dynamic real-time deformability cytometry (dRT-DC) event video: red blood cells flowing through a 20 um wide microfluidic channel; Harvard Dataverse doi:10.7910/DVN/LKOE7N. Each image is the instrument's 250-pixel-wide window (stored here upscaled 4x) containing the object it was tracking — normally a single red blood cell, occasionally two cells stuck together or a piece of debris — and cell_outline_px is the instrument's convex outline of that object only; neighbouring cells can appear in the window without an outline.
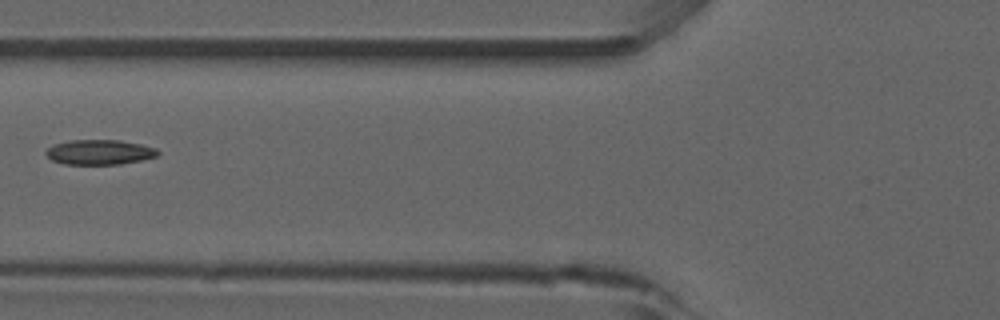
{"species": "common noctule bat (a hibernating species)", "species_latin": "Nyctalus noctula", "temperature_condition": "room temperature", "stored_images_in_passage": 6, "camera_frame_rate_fps": 3000, "um_per_image_px": 0.085, "animal": {"sex": "male", "forearm_length_mm": 52.5}, "frame": {"image": 1, "passage_image": 6, "time_ms": 6.0, "image_size_px": [1000, 320], "cell_outline_px": [[160, 152], [156, 156], [140, 160], [120, 164], [64, 164], [52, 160], [44, 152], [52, 144], [72, 140], [120, 140], [140, 144], [156, 148]], "centroid_in_image_um": [8.44, 12.93], "position_along_channel_um": 117.4, "area_um2": 16.18}}